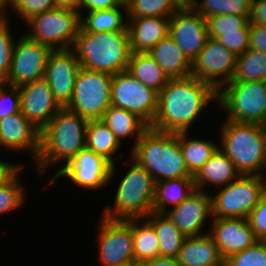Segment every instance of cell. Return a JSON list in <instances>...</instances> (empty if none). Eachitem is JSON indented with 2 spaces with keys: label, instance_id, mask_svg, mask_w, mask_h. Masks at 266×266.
Instances as JSON below:
<instances>
[{
  "label": "cell",
  "instance_id": "obj_1",
  "mask_svg": "<svg viewBox=\"0 0 266 266\" xmlns=\"http://www.w3.org/2000/svg\"><path fill=\"white\" fill-rule=\"evenodd\" d=\"M217 102V91L193 76L169 79L159 92L158 111L150 126L169 133L189 132L210 102Z\"/></svg>",
  "mask_w": 266,
  "mask_h": 266
},
{
  "label": "cell",
  "instance_id": "obj_2",
  "mask_svg": "<svg viewBox=\"0 0 266 266\" xmlns=\"http://www.w3.org/2000/svg\"><path fill=\"white\" fill-rule=\"evenodd\" d=\"M88 120L62 107L40 131V151L33 163L38 176L63 162L50 180L86 147ZM60 162V163H59Z\"/></svg>",
  "mask_w": 266,
  "mask_h": 266
},
{
  "label": "cell",
  "instance_id": "obj_3",
  "mask_svg": "<svg viewBox=\"0 0 266 266\" xmlns=\"http://www.w3.org/2000/svg\"><path fill=\"white\" fill-rule=\"evenodd\" d=\"M131 149L130 157L152 175L155 183L193 178L180 149V133L161 132L149 127Z\"/></svg>",
  "mask_w": 266,
  "mask_h": 266
},
{
  "label": "cell",
  "instance_id": "obj_4",
  "mask_svg": "<svg viewBox=\"0 0 266 266\" xmlns=\"http://www.w3.org/2000/svg\"><path fill=\"white\" fill-rule=\"evenodd\" d=\"M71 49L85 69L111 75L128 69L131 55L128 31L93 33L79 29Z\"/></svg>",
  "mask_w": 266,
  "mask_h": 266
},
{
  "label": "cell",
  "instance_id": "obj_5",
  "mask_svg": "<svg viewBox=\"0 0 266 266\" xmlns=\"http://www.w3.org/2000/svg\"><path fill=\"white\" fill-rule=\"evenodd\" d=\"M219 149L234 163L241 175L265 176L266 127L224 121L220 127ZM221 145V146H220Z\"/></svg>",
  "mask_w": 266,
  "mask_h": 266
},
{
  "label": "cell",
  "instance_id": "obj_6",
  "mask_svg": "<svg viewBox=\"0 0 266 266\" xmlns=\"http://www.w3.org/2000/svg\"><path fill=\"white\" fill-rule=\"evenodd\" d=\"M116 187L114 203L103 208L102 217L114 220L145 218L153 211L155 181L134 159Z\"/></svg>",
  "mask_w": 266,
  "mask_h": 266
},
{
  "label": "cell",
  "instance_id": "obj_7",
  "mask_svg": "<svg viewBox=\"0 0 266 266\" xmlns=\"http://www.w3.org/2000/svg\"><path fill=\"white\" fill-rule=\"evenodd\" d=\"M219 110L227 118L266 127V80L227 83L217 92Z\"/></svg>",
  "mask_w": 266,
  "mask_h": 266
},
{
  "label": "cell",
  "instance_id": "obj_8",
  "mask_svg": "<svg viewBox=\"0 0 266 266\" xmlns=\"http://www.w3.org/2000/svg\"><path fill=\"white\" fill-rule=\"evenodd\" d=\"M266 176L240 175L211 195L212 218H248L266 191Z\"/></svg>",
  "mask_w": 266,
  "mask_h": 266
},
{
  "label": "cell",
  "instance_id": "obj_9",
  "mask_svg": "<svg viewBox=\"0 0 266 266\" xmlns=\"http://www.w3.org/2000/svg\"><path fill=\"white\" fill-rule=\"evenodd\" d=\"M30 39L48 46L52 50L69 49L74 44L80 29L79 12L56 7L37 14L26 21Z\"/></svg>",
  "mask_w": 266,
  "mask_h": 266
},
{
  "label": "cell",
  "instance_id": "obj_10",
  "mask_svg": "<svg viewBox=\"0 0 266 266\" xmlns=\"http://www.w3.org/2000/svg\"><path fill=\"white\" fill-rule=\"evenodd\" d=\"M113 75L80 67L74 83L71 101L66 108L89 120L103 118L111 106Z\"/></svg>",
  "mask_w": 266,
  "mask_h": 266
},
{
  "label": "cell",
  "instance_id": "obj_11",
  "mask_svg": "<svg viewBox=\"0 0 266 266\" xmlns=\"http://www.w3.org/2000/svg\"><path fill=\"white\" fill-rule=\"evenodd\" d=\"M159 93L145 86L127 70L112 77L111 105L129 110L149 127L158 111Z\"/></svg>",
  "mask_w": 266,
  "mask_h": 266
},
{
  "label": "cell",
  "instance_id": "obj_12",
  "mask_svg": "<svg viewBox=\"0 0 266 266\" xmlns=\"http://www.w3.org/2000/svg\"><path fill=\"white\" fill-rule=\"evenodd\" d=\"M116 166L85 147L48 183L52 184L54 180L57 182L59 178H67L78 188L96 191L112 182L115 178L113 176L116 175Z\"/></svg>",
  "mask_w": 266,
  "mask_h": 266
},
{
  "label": "cell",
  "instance_id": "obj_13",
  "mask_svg": "<svg viewBox=\"0 0 266 266\" xmlns=\"http://www.w3.org/2000/svg\"><path fill=\"white\" fill-rule=\"evenodd\" d=\"M97 226L98 261L100 266L135 263L131 219L101 217Z\"/></svg>",
  "mask_w": 266,
  "mask_h": 266
},
{
  "label": "cell",
  "instance_id": "obj_14",
  "mask_svg": "<svg viewBox=\"0 0 266 266\" xmlns=\"http://www.w3.org/2000/svg\"><path fill=\"white\" fill-rule=\"evenodd\" d=\"M51 51L48 46L21 34L15 41L10 71L3 83L18 87L43 79Z\"/></svg>",
  "mask_w": 266,
  "mask_h": 266
},
{
  "label": "cell",
  "instance_id": "obj_15",
  "mask_svg": "<svg viewBox=\"0 0 266 266\" xmlns=\"http://www.w3.org/2000/svg\"><path fill=\"white\" fill-rule=\"evenodd\" d=\"M236 58L217 39L209 38L191 63V76L211 85L218 92L231 81Z\"/></svg>",
  "mask_w": 266,
  "mask_h": 266
},
{
  "label": "cell",
  "instance_id": "obj_16",
  "mask_svg": "<svg viewBox=\"0 0 266 266\" xmlns=\"http://www.w3.org/2000/svg\"><path fill=\"white\" fill-rule=\"evenodd\" d=\"M169 35L192 63L209 39L207 19L194 8L178 9L170 18Z\"/></svg>",
  "mask_w": 266,
  "mask_h": 266
},
{
  "label": "cell",
  "instance_id": "obj_17",
  "mask_svg": "<svg viewBox=\"0 0 266 266\" xmlns=\"http://www.w3.org/2000/svg\"><path fill=\"white\" fill-rule=\"evenodd\" d=\"M80 67V62L71 48L52 50L49 54L44 79L61 107H66L72 99Z\"/></svg>",
  "mask_w": 266,
  "mask_h": 266
},
{
  "label": "cell",
  "instance_id": "obj_18",
  "mask_svg": "<svg viewBox=\"0 0 266 266\" xmlns=\"http://www.w3.org/2000/svg\"><path fill=\"white\" fill-rule=\"evenodd\" d=\"M18 87L20 112L41 131L62 107L55 100L50 85L44 78Z\"/></svg>",
  "mask_w": 266,
  "mask_h": 266
},
{
  "label": "cell",
  "instance_id": "obj_19",
  "mask_svg": "<svg viewBox=\"0 0 266 266\" xmlns=\"http://www.w3.org/2000/svg\"><path fill=\"white\" fill-rule=\"evenodd\" d=\"M165 215L170 218L186 237L203 235V227L207 218L212 217L211 194L207 191L195 190L186 200Z\"/></svg>",
  "mask_w": 266,
  "mask_h": 266
},
{
  "label": "cell",
  "instance_id": "obj_20",
  "mask_svg": "<svg viewBox=\"0 0 266 266\" xmlns=\"http://www.w3.org/2000/svg\"><path fill=\"white\" fill-rule=\"evenodd\" d=\"M211 221L208 233L224 260L258 241L246 218H211Z\"/></svg>",
  "mask_w": 266,
  "mask_h": 266
},
{
  "label": "cell",
  "instance_id": "obj_21",
  "mask_svg": "<svg viewBox=\"0 0 266 266\" xmlns=\"http://www.w3.org/2000/svg\"><path fill=\"white\" fill-rule=\"evenodd\" d=\"M0 144L5 151L29 152L35 163L40 151V130L21 112L0 119Z\"/></svg>",
  "mask_w": 266,
  "mask_h": 266
},
{
  "label": "cell",
  "instance_id": "obj_22",
  "mask_svg": "<svg viewBox=\"0 0 266 266\" xmlns=\"http://www.w3.org/2000/svg\"><path fill=\"white\" fill-rule=\"evenodd\" d=\"M131 53H147L169 35L170 18H127Z\"/></svg>",
  "mask_w": 266,
  "mask_h": 266
},
{
  "label": "cell",
  "instance_id": "obj_23",
  "mask_svg": "<svg viewBox=\"0 0 266 266\" xmlns=\"http://www.w3.org/2000/svg\"><path fill=\"white\" fill-rule=\"evenodd\" d=\"M176 259L181 266H224V259L208 232L186 237Z\"/></svg>",
  "mask_w": 266,
  "mask_h": 266
},
{
  "label": "cell",
  "instance_id": "obj_24",
  "mask_svg": "<svg viewBox=\"0 0 266 266\" xmlns=\"http://www.w3.org/2000/svg\"><path fill=\"white\" fill-rule=\"evenodd\" d=\"M240 175L234 163L218 148L193 176V181L196 190L206 191V186L223 187L236 180Z\"/></svg>",
  "mask_w": 266,
  "mask_h": 266
},
{
  "label": "cell",
  "instance_id": "obj_25",
  "mask_svg": "<svg viewBox=\"0 0 266 266\" xmlns=\"http://www.w3.org/2000/svg\"><path fill=\"white\" fill-rule=\"evenodd\" d=\"M148 53L169 79L191 76V62L170 35L161 39Z\"/></svg>",
  "mask_w": 266,
  "mask_h": 266
},
{
  "label": "cell",
  "instance_id": "obj_26",
  "mask_svg": "<svg viewBox=\"0 0 266 266\" xmlns=\"http://www.w3.org/2000/svg\"><path fill=\"white\" fill-rule=\"evenodd\" d=\"M101 120L109 127L121 144H123L125 138H135L132 145L133 147L142 137L143 133L149 128V126L134 113L113 105L104 112Z\"/></svg>",
  "mask_w": 266,
  "mask_h": 266
},
{
  "label": "cell",
  "instance_id": "obj_27",
  "mask_svg": "<svg viewBox=\"0 0 266 266\" xmlns=\"http://www.w3.org/2000/svg\"><path fill=\"white\" fill-rule=\"evenodd\" d=\"M195 190L193 178L158 181L155 183L153 211L165 213L169 208H173L186 200Z\"/></svg>",
  "mask_w": 266,
  "mask_h": 266
},
{
  "label": "cell",
  "instance_id": "obj_28",
  "mask_svg": "<svg viewBox=\"0 0 266 266\" xmlns=\"http://www.w3.org/2000/svg\"><path fill=\"white\" fill-rule=\"evenodd\" d=\"M122 145L101 119L88 121L86 148L102 156L113 165L117 161L116 156L122 157L123 155L121 153L117 154Z\"/></svg>",
  "mask_w": 266,
  "mask_h": 266
},
{
  "label": "cell",
  "instance_id": "obj_29",
  "mask_svg": "<svg viewBox=\"0 0 266 266\" xmlns=\"http://www.w3.org/2000/svg\"><path fill=\"white\" fill-rule=\"evenodd\" d=\"M124 11V12H123ZM80 16V30L84 32H119L127 30L126 7L121 5L111 9L88 11Z\"/></svg>",
  "mask_w": 266,
  "mask_h": 266
},
{
  "label": "cell",
  "instance_id": "obj_30",
  "mask_svg": "<svg viewBox=\"0 0 266 266\" xmlns=\"http://www.w3.org/2000/svg\"><path fill=\"white\" fill-rule=\"evenodd\" d=\"M145 219L154 227L159 239V256L176 258L186 236L165 213L152 211Z\"/></svg>",
  "mask_w": 266,
  "mask_h": 266
},
{
  "label": "cell",
  "instance_id": "obj_31",
  "mask_svg": "<svg viewBox=\"0 0 266 266\" xmlns=\"http://www.w3.org/2000/svg\"><path fill=\"white\" fill-rule=\"evenodd\" d=\"M127 71L145 86L160 92L169 78L163 69L147 53H131Z\"/></svg>",
  "mask_w": 266,
  "mask_h": 266
},
{
  "label": "cell",
  "instance_id": "obj_32",
  "mask_svg": "<svg viewBox=\"0 0 266 266\" xmlns=\"http://www.w3.org/2000/svg\"><path fill=\"white\" fill-rule=\"evenodd\" d=\"M188 136L189 132H180V149L189 173L194 176L218 150L219 145L211 139H190Z\"/></svg>",
  "mask_w": 266,
  "mask_h": 266
},
{
  "label": "cell",
  "instance_id": "obj_33",
  "mask_svg": "<svg viewBox=\"0 0 266 266\" xmlns=\"http://www.w3.org/2000/svg\"><path fill=\"white\" fill-rule=\"evenodd\" d=\"M131 228L134 262L141 263L159 257V239L154 227L145 218H138L131 219Z\"/></svg>",
  "mask_w": 266,
  "mask_h": 266
},
{
  "label": "cell",
  "instance_id": "obj_34",
  "mask_svg": "<svg viewBox=\"0 0 266 266\" xmlns=\"http://www.w3.org/2000/svg\"><path fill=\"white\" fill-rule=\"evenodd\" d=\"M266 80V53L253 49L238 55L229 83Z\"/></svg>",
  "mask_w": 266,
  "mask_h": 266
},
{
  "label": "cell",
  "instance_id": "obj_35",
  "mask_svg": "<svg viewBox=\"0 0 266 266\" xmlns=\"http://www.w3.org/2000/svg\"><path fill=\"white\" fill-rule=\"evenodd\" d=\"M24 165H20L4 182L0 184V215L11 213L19 209L25 201L26 191L21 184L20 172ZM20 178V179H19Z\"/></svg>",
  "mask_w": 266,
  "mask_h": 266
},
{
  "label": "cell",
  "instance_id": "obj_36",
  "mask_svg": "<svg viewBox=\"0 0 266 266\" xmlns=\"http://www.w3.org/2000/svg\"><path fill=\"white\" fill-rule=\"evenodd\" d=\"M252 0H197L194 9L204 18L220 14L250 16Z\"/></svg>",
  "mask_w": 266,
  "mask_h": 266
},
{
  "label": "cell",
  "instance_id": "obj_37",
  "mask_svg": "<svg viewBox=\"0 0 266 266\" xmlns=\"http://www.w3.org/2000/svg\"><path fill=\"white\" fill-rule=\"evenodd\" d=\"M177 10L171 0H132L126 7L127 18H171Z\"/></svg>",
  "mask_w": 266,
  "mask_h": 266
},
{
  "label": "cell",
  "instance_id": "obj_38",
  "mask_svg": "<svg viewBox=\"0 0 266 266\" xmlns=\"http://www.w3.org/2000/svg\"><path fill=\"white\" fill-rule=\"evenodd\" d=\"M224 266H266V241L258 240L249 248L229 256Z\"/></svg>",
  "mask_w": 266,
  "mask_h": 266
},
{
  "label": "cell",
  "instance_id": "obj_39",
  "mask_svg": "<svg viewBox=\"0 0 266 266\" xmlns=\"http://www.w3.org/2000/svg\"><path fill=\"white\" fill-rule=\"evenodd\" d=\"M249 17L225 14L208 17L209 38L217 39L223 32L238 31L240 28H250Z\"/></svg>",
  "mask_w": 266,
  "mask_h": 266
},
{
  "label": "cell",
  "instance_id": "obj_40",
  "mask_svg": "<svg viewBox=\"0 0 266 266\" xmlns=\"http://www.w3.org/2000/svg\"><path fill=\"white\" fill-rule=\"evenodd\" d=\"M8 22L9 20L0 22V82H4L8 76L15 45L12 26Z\"/></svg>",
  "mask_w": 266,
  "mask_h": 266
},
{
  "label": "cell",
  "instance_id": "obj_41",
  "mask_svg": "<svg viewBox=\"0 0 266 266\" xmlns=\"http://www.w3.org/2000/svg\"><path fill=\"white\" fill-rule=\"evenodd\" d=\"M56 8L54 0H10V9L18 14L23 21L29 18Z\"/></svg>",
  "mask_w": 266,
  "mask_h": 266
},
{
  "label": "cell",
  "instance_id": "obj_42",
  "mask_svg": "<svg viewBox=\"0 0 266 266\" xmlns=\"http://www.w3.org/2000/svg\"><path fill=\"white\" fill-rule=\"evenodd\" d=\"M249 34L250 28H240L238 31L223 32L217 40L238 56L249 49Z\"/></svg>",
  "mask_w": 266,
  "mask_h": 266
},
{
  "label": "cell",
  "instance_id": "obj_43",
  "mask_svg": "<svg viewBox=\"0 0 266 266\" xmlns=\"http://www.w3.org/2000/svg\"><path fill=\"white\" fill-rule=\"evenodd\" d=\"M20 105L19 87L0 82V119L20 112Z\"/></svg>",
  "mask_w": 266,
  "mask_h": 266
},
{
  "label": "cell",
  "instance_id": "obj_44",
  "mask_svg": "<svg viewBox=\"0 0 266 266\" xmlns=\"http://www.w3.org/2000/svg\"><path fill=\"white\" fill-rule=\"evenodd\" d=\"M248 222L258 240L266 239V191L248 216Z\"/></svg>",
  "mask_w": 266,
  "mask_h": 266
},
{
  "label": "cell",
  "instance_id": "obj_45",
  "mask_svg": "<svg viewBox=\"0 0 266 266\" xmlns=\"http://www.w3.org/2000/svg\"><path fill=\"white\" fill-rule=\"evenodd\" d=\"M249 48L266 53V26L250 24Z\"/></svg>",
  "mask_w": 266,
  "mask_h": 266
},
{
  "label": "cell",
  "instance_id": "obj_46",
  "mask_svg": "<svg viewBox=\"0 0 266 266\" xmlns=\"http://www.w3.org/2000/svg\"><path fill=\"white\" fill-rule=\"evenodd\" d=\"M121 6L118 0H82L81 6L78 10L79 15L82 16V9L85 11L105 10ZM81 11V12H80Z\"/></svg>",
  "mask_w": 266,
  "mask_h": 266
},
{
  "label": "cell",
  "instance_id": "obj_47",
  "mask_svg": "<svg viewBox=\"0 0 266 266\" xmlns=\"http://www.w3.org/2000/svg\"><path fill=\"white\" fill-rule=\"evenodd\" d=\"M249 24L266 26V0H252Z\"/></svg>",
  "mask_w": 266,
  "mask_h": 266
},
{
  "label": "cell",
  "instance_id": "obj_48",
  "mask_svg": "<svg viewBox=\"0 0 266 266\" xmlns=\"http://www.w3.org/2000/svg\"><path fill=\"white\" fill-rule=\"evenodd\" d=\"M143 266H181L174 257H155L141 262Z\"/></svg>",
  "mask_w": 266,
  "mask_h": 266
},
{
  "label": "cell",
  "instance_id": "obj_49",
  "mask_svg": "<svg viewBox=\"0 0 266 266\" xmlns=\"http://www.w3.org/2000/svg\"><path fill=\"white\" fill-rule=\"evenodd\" d=\"M20 165L19 162L11 163L5 161V159L0 160V184L4 182Z\"/></svg>",
  "mask_w": 266,
  "mask_h": 266
},
{
  "label": "cell",
  "instance_id": "obj_50",
  "mask_svg": "<svg viewBox=\"0 0 266 266\" xmlns=\"http://www.w3.org/2000/svg\"><path fill=\"white\" fill-rule=\"evenodd\" d=\"M56 7L67 8L78 11L82 0H54Z\"/></svg>",
  "mask_w": 266,
  "mask_h": 266
},
{
  "label": "cell",
  "instance_id": "obj_51",
  "mask_svg": "<svg viewBox=\"0 0 266 266\" xmlns=\"http://www.w3.org/2000/svg\"><path fill=\"white\" fill-rule=\"evenodd\" d=\"M9 9H10V0H0V22L7 21L10 18L9 16L10 14H8L9 11H7Z\"/></svg>",
  "mask_w": 266,
  "mask_h": 266
},
{
  "label": "cell",
  "instance_id": "obj_52",
  "mask_svg": "<svg viewBox=\"0 0 266 266\" xmlns=\"http://www.w3.org/2000/svg\"><path fill=\"white\" fill-rule=\"evenodd\" d=\"M178 9L194 8L197 0H171Z\"/></svg>",
  "mask_w": 266,
  "mask_h": 266
},
{
  "label": "cell",
  "instance_id": "obj_53",
  "mask_svg": "<svg viewBox=\"0 0 266 266\" xmlns=\"http://www.w3.org/2000/svg\"><path fill=\"white\" fill-rule=\"evenodd\" d=\"M132 0H118L120 5L127 7Z\"/></svg>",
  "mask_w": 266,
  "mask_h": 266
},
{
  "label": "cell",
  "instance_id": "obj_54",
  "mask_svg": "<svg viewBox=\"0 0 266 266\" xmlns=\"http://www.w3.org/2000/svg\"><path fill=\"white\" fill-rule=\"evenodd\" d=\"M135 263H124V264H118L113 266H133Z\"/></svg>",
  "mask_w": 266,
  "mask_h": 266
},
{
  "label": "cell",
  "instance_id": "obj_55",
  "mask_svg": "<svg viewBox=\"0 0 266 266\" xmlns=\"http://www.w3.org/2000/svg\"><path fill=\"white\" fill-rule=\"evenodd\" d=\"M133 266H143L141 263H135Z\"/></svg>",
  "mask_w": 266,
  "mask_h": 266
}]
</instances>
